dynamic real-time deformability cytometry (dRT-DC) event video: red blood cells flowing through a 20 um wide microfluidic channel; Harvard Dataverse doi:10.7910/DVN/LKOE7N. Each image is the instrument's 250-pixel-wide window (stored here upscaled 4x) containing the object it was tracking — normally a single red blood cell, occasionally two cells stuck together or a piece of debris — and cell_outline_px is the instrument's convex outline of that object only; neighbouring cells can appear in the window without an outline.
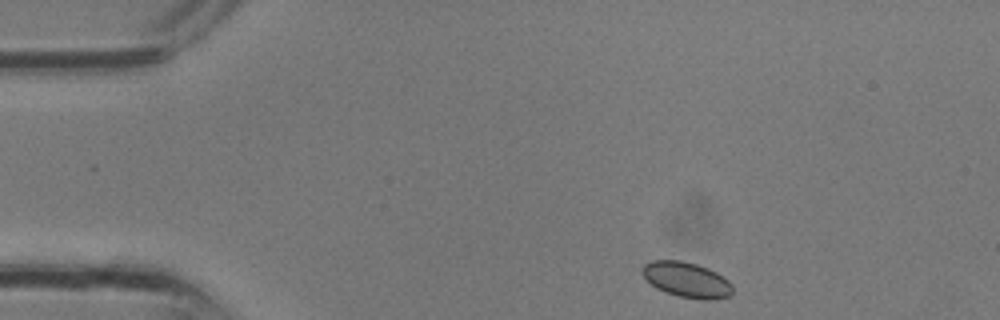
{"species": "common noctule bat (a hibernating species)", "species_latin": "Nyctalus noctula", "temperature_condition": "room temperature", "stored_images_in_passage": 28, "camera_frame_rate_fps": 3000, "um_per_image_px": 0.085, "animal": {"sex": "male", "body_mass_g": 13.3}, "frame": {"image": 1, "passage_image": 1, "time_ms": 0.0, "image_size_px": [1000, 320], "cell_outline_px": [[732, 292], [728, 296], [712, 300], [704, 300], [680, 296], [656, 288], [644, 276], [640, 268], [644, 264], [652, 260], [680, 260], [696, 264], [708, 268], [716, 272], [728, 280], [732, 284]], "centroid_in_image_um": [58.37, 23.76], "position_along_channel_um": 26.6, "area_um2": 18.44}}
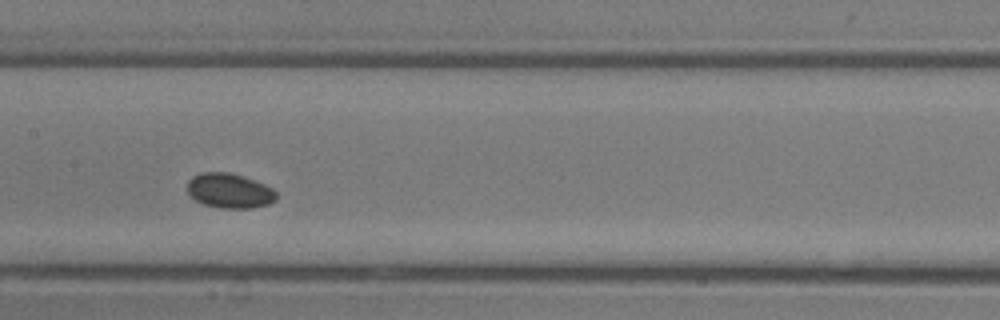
{"frame": {"image": 2, "passage_image": 12, "time_ms": 3.667, "image_size_px": [1000, 320], "cell_outline_px": [[276, 200], [268, 204], [252, 208], [220, 208], [204, 204], [196, 200], [188, 192], [188, 180], [192, 176], [200, 172], [228, 172], [244, 176], [264, 184], [272, 188], [276, 192]], "centroid_in_image_um": [19.51, 16.2], "position_along_channel_um": 187.9, "area_um2": 18.03}}
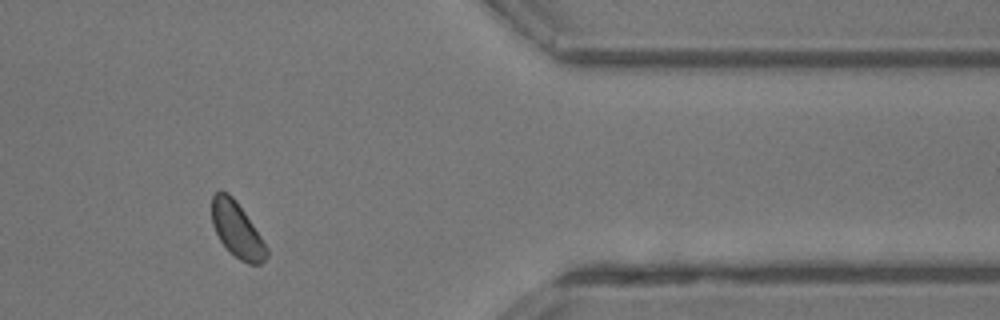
{"frame": {"image": 3, "passage_image": 23, "time_ms": 7.333, "image_size_px": [1000, 320], "cell_outline_px": [[268, 256], [260, 264], [248, 264], [240, 260], [220, 240], [212, 224], [212, 196], [220, 188], [228, 192], [236, 200], [268, 248]], "centroid_in_image_um": [20.13, 19.5], "position_along_channel_um": 391.3, "area_um2": 17.4}}